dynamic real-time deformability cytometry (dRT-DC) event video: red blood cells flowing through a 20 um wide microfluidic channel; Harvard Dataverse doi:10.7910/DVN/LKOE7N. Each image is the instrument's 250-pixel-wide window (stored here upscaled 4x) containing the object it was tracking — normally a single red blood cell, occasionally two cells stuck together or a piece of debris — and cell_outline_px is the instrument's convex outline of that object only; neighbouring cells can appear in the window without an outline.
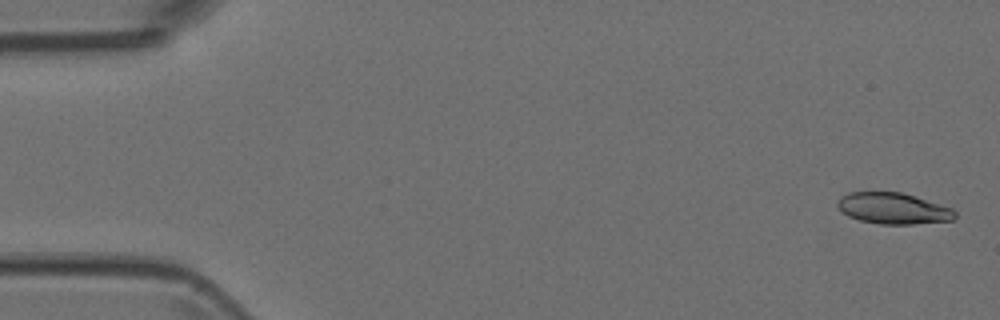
{"species": "Egyptian fruit bat (a non-hibernating species)", "species_latin": "Rousettus aegyptiacus", "temperature_condition": "room temperature", "stored_images_in_passage": 6, "camera_frame_rate_fps": 3000, "um_per_image_px": 0.085, "animal": {"sex": "female"}, "frame": {"image": 1, "passage_image": 1, "time_ms": 0.0, "image_size_px": [1000, 320], "cell_outline_px": [[956, 216], [952, 220], [912, 224], [880, 224], [860, 220], [848, 216], [836, 204], [836, 200], [840, 196], [848, 192], [900, 192], [952, 208], [956, 212]], "centroid_in_image_um": [75.89, 17.71], "position_along_channel_um": 9.1, "area_um2": 21.15}}
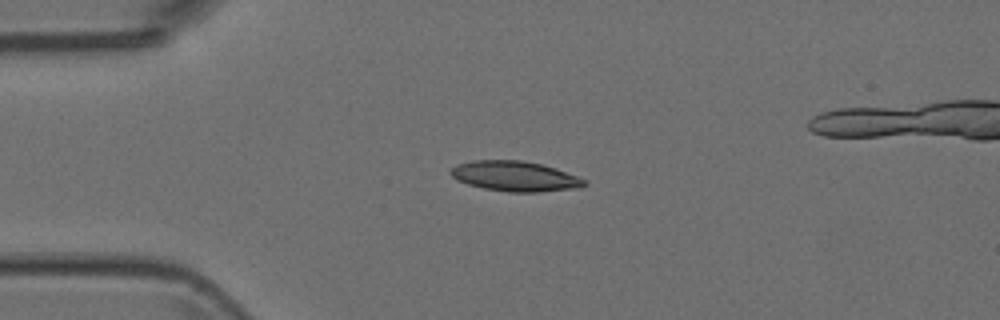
{"frame": {"image": 2, "passage_image": 4, "time_ms": 1.0, "image_size_px": [1000, 320], "cell_outline_px": [[588, 184], [580, 188], [540, 192], [508, 192], [484, 188], [468, 184], [456, 180], [448, 172], [456, 164], [472, 160], [520, 160], [540, 164], [556, 168], [588, 180]], "centroid_in_image_um": [43.79, 14.98], "position_along_channel_um": 41.2, "area_um2": 23.7}}